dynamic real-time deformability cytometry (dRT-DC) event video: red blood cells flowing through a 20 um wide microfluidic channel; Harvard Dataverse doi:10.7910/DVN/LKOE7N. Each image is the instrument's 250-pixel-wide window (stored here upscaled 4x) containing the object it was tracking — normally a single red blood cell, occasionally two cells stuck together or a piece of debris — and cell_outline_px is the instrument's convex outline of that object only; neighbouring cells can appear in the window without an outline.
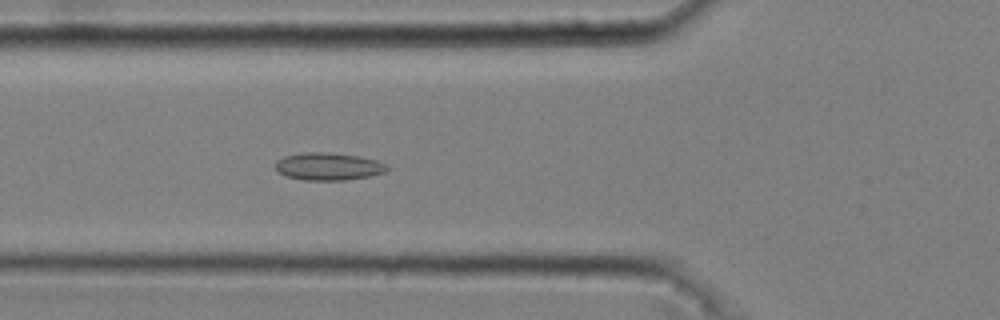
{"species": "common noctule bat (a hibernating species)", "species_latin": "Nyctalus noctula", "temperature_condition": "cold", "stored_images_in_passage": 52, "camera_frame_rate_fps": 3000, "um_per_image_px": 0.085, "animal": {"sex": "male", "body_mass_g": 20.4}, "frame": {"image": 1, "passage_image": 19, "time_ms": 6.0, "image_size_px": [1000, 320], "cell_outline_px": [[388, 168], [384, 172], [368, 176], [344, 180], [304, 180], [284, 176], [276, 168], [276, 160], [284, 156], [304, 152], [332, 152], [360, 156], [376, 160], [388, 164]], "centroid_in_image_um": [27.9, 14.13], "position_along_channel_um": 97.9, "area_um2": 17.98}}
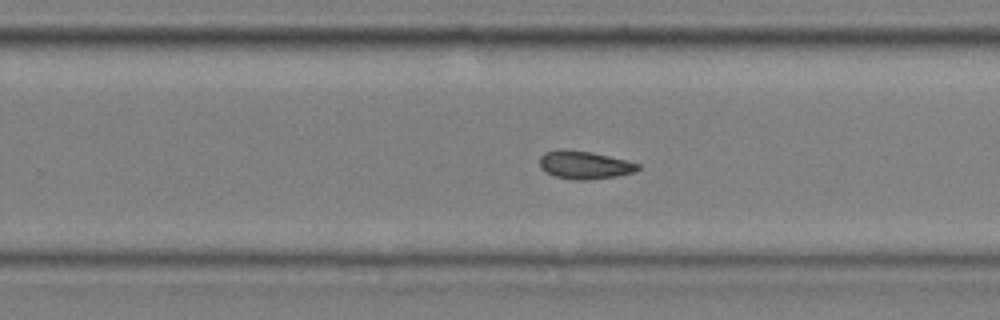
{"frame": {"image": 2, "passage_image": 34, "time_ms": 11.0, "image_size_px": [1000, 320], "cell_outline_px": [[640, 168], [636, 172], [616, 176], [592, 180], [572, 180], [556, 176], [540, 168], [540, 156], [544, 152], [560, 148], [592, 152], [628, 160], [640, 164]], "centroid_in_image_um": [49.7, 14.01], "position_along_channel_um": 280.1, "area_um2": 16.3}}
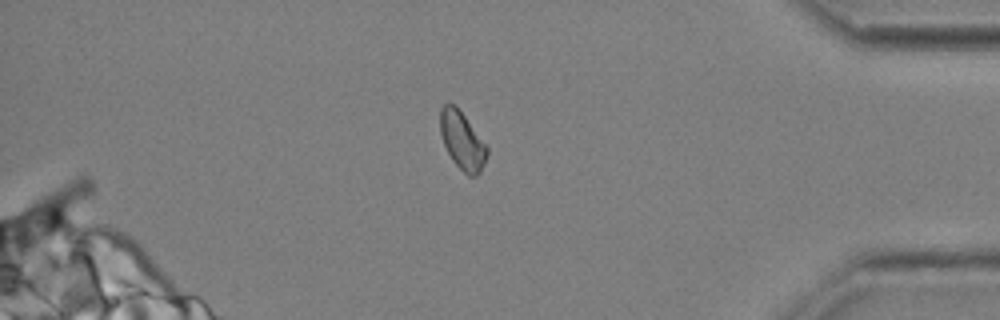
{"frame": {"image": 3, "passage_image": 46, "time_ms": 15.0, "image_size_px": [1000, 320], "cell_outline_px": [[488, 152], [484, 164], [480, 172], [476, 176], [468, 176], [452, 160], [444, 144], [440, 132], [440, 108], [444, 104], [456, 104], [488, 148]], "centroid_in_image_um": [39.28, 11.94], "position_along_channel_um": 395.9, "area_um2": 15.61}, "authors_computed_cell_mechanics": {"area_um2": 16.4441, "velocity_mm_per_s": 3.6454, "shape_relaxation_time_tau1_ms": null, "shape_relaxation_time_tau2_ms": 4.0853, "deformation_change_tau1": null, "deformation_change_tau2": 0.0886}}